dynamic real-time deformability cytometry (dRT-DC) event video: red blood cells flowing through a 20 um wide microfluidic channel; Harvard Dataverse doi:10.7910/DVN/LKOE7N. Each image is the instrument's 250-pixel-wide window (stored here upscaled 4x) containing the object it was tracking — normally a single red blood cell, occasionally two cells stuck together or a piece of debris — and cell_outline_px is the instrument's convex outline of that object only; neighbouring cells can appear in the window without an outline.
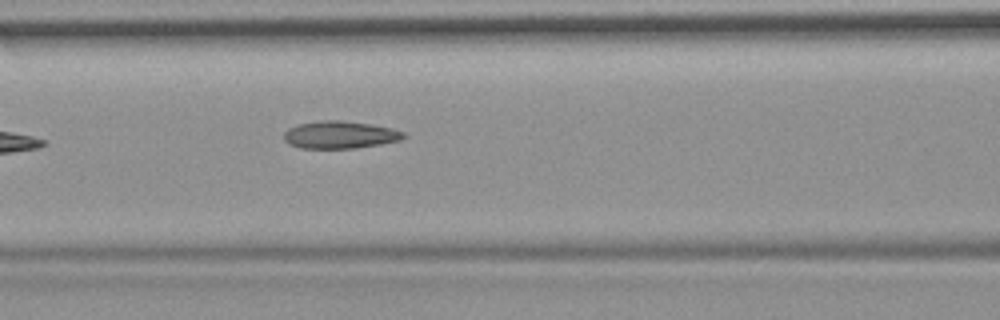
{"species": "common noctule bat (a hibernating species)", "species_latin": "Nyctalus noctula", "temperature_condition": "room temperature", "stored_images_in_passage": 6, "camera_frame_rate_fps": 3000, "um_per_image_px": 0.085, "animal": {"sex": "female", "body_mass_g": 19.9}, "frame": {"image": 1, "passage_image": 6, "time_ms": 1.667, "image_size_px": [1000, 320], "cell_outline_px": [[408, 136], [400, 140], [380, 144], [356, 148], [300, 148], [288, 144], [284, 140], [284, 132], [288, 128], [300, 124], [320, 120], [340, 120], [372, 124], [392, 128], [404, 132]], "centroid_in_image_um": [28.9, 11.45], "position_along_channel_um": 137.7, "area_um2": 19.25}}